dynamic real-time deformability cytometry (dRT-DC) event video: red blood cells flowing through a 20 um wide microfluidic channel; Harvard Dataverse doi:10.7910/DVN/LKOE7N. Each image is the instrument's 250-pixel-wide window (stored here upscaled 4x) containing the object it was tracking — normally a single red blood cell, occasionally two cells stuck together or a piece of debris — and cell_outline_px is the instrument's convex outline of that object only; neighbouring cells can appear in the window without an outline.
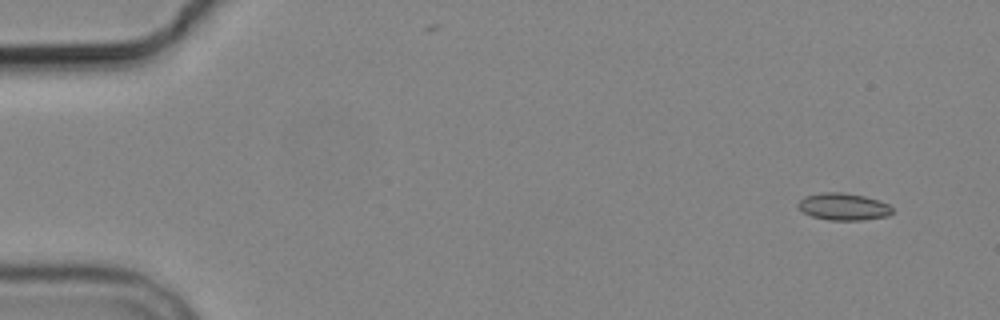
{"species": "common noctule bat (a hibernating species)", "species_latin": "Nyctalus noctula", "temperature_condition": "cold", "stored_images_in_passage": 3, "camera_frame_rate_fps": 3000, "um_per_image_px": 0.085, "animal": {"sex": "male", "body_mass_g": 19.2, "forearm_length_mm": 51.8}, "frame": {"image": 1, "passage_image": 1, "time_ms": 0.0, "image_size_px": [1000, 320], "cell_outline_px": [[892, 212], [888, 216], [864, 220], [828, 220], [812, 216], [804, 212], [796, 204], [804, 196], [824, 192], [840, 192], [864, 196], [888, 204], [892, 208]], "centroid_in_image_um": [71.68, 17.57], "position_along_channel_um": 13.3, "area_um2": 14.74}}